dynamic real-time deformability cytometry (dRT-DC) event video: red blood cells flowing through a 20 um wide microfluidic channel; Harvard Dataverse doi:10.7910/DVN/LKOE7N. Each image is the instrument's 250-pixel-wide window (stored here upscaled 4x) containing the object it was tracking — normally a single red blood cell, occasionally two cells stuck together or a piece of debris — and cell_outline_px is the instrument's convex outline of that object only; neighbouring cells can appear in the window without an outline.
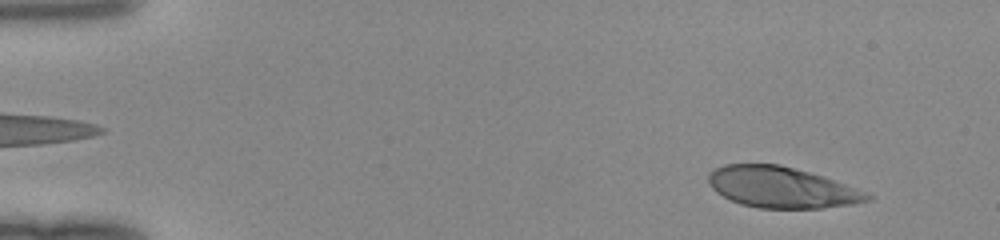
{"species": "human", "species_latin": "Homo sapiens", "temperature_condition": "room temperature", "stored_images_in_passage": 49, "camera_frame_rate_fps": 3000, "um_per_image_px": 0.085, "donor": {"sex": "female"}, "frame": {"image": 1, "passage_image": 4, "time_ms": 1.0, "image_size_px": [1000, 240], "cell_outline_px": [[876, 196], [872, 200], [852, 204], [820, 208], [760, 208], [740, 204], [716, 192], [712, 188], [708, 180], [708, 172], [712, 168], [724, 164], [780, 164], [808, 172], [856, 188]], "centroid_in_image_um": [66.41, 15.92], "position_along_channel_um": 18.6, "area_um2": 37.8}}
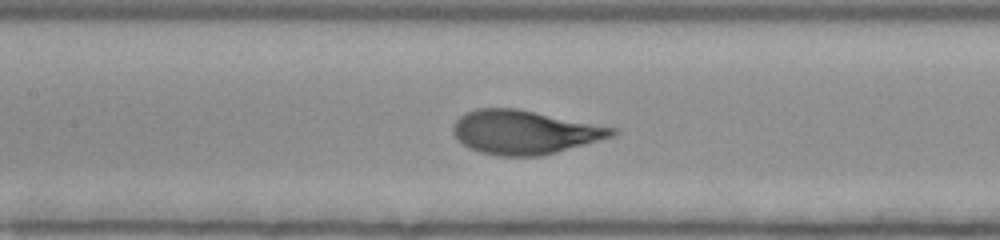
{"frame": {"image": 2, "passage_image": 23, "time_ms": 7.333, "image_size_px": [1000, 240], "cell_outline_px": [[620, 132], [612, 136], [556, 152], [540, 156], [496, 156], [480, 152], [468, 148], [452, 132], [452, 128], [456, 120], [464, 112], [476, 108], [516, 108], [620, 128]], "centroid_in_image_um": [44.59, 11.22], "position_along_channel_um": 162.8, "area_um2": 40.69}}
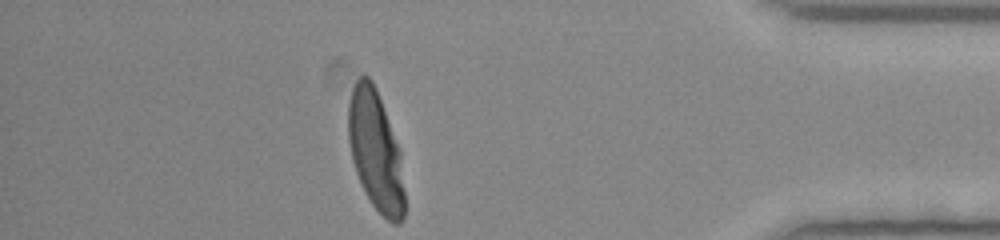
{"frame": {"image": 3, "passage_image": 43, "time_ms": 14.0, "image_size_px": [1000, 240], "cell_outline_px": [[404, 220], [400, 224], [392, 224], [372, 204], [356, 172], [352, 160], [348, 140], [348, 104], [352, 88], [356, 80], [364, 72], [372, 80], [376, 88], [400, 148], [404, 192]], "centroid_in_image_um": [31.92, 12.78], "position_along_channel_um": 403.3, "area_um2": 39.36}}